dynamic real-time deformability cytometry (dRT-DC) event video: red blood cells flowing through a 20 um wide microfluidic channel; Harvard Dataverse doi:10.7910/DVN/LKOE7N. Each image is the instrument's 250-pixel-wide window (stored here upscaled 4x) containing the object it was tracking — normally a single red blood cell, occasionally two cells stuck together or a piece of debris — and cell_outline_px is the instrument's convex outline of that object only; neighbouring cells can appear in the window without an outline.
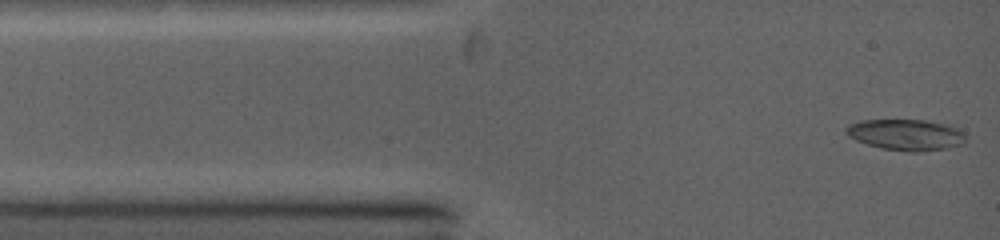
{"species": "common noctule bat (a hibernating species)", "species_latin": "Nyctalus noctula", "temperature_condition": "warm", "stored_images_in_passage": 52, "camera_frame_rate_fps": 5000, "um_per_image_px": 0.085, "animal": {"sex": "female", "body_mass_g": 19.0, "forearm_length_mm": 53.3}, "frame": {"image": 1, "passage_image": 1, "time_ms": 0.0, "image_size_px": [1000, 240], "cell_outline_px": [[964, 144], [948, 148], [916, 152], [912, 152], [880, 148], [856, 140], [848, 136], [844, 132], [844, 128], [848, 124], [860, 120], [924, 120], [944, 124], [956, 128], [964, 132]], "centroid_in_image_um": [76.97, 11.45], "position_along_channel_um": 8.0, "area_um2": 21.68}}
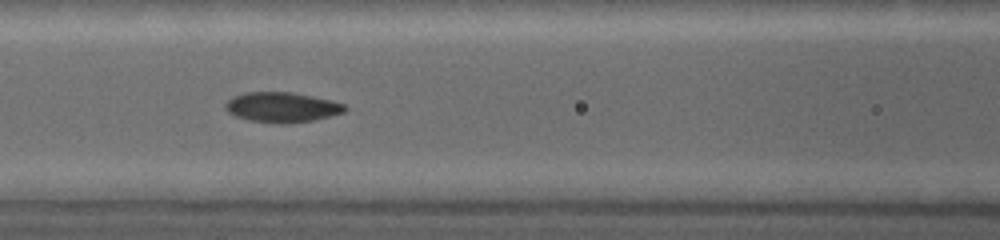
{"frame": {"image": 2, "passage_image": 19, "time_ms": 4.4, "image_size_px": [1000, 240], "cell_outline_px": [[348, 108], [344, 112], [316, 120], [288, 124], [276, 124], [248, 120], [236, 116], [228, 112], [224, 108], [224, 104], [232, 96], [244, 92], [292, 92], [332, 100], [344, 104]], "centroid_in_image_um": [23.95, 9.12], "position_along_channel_um": 142.6, "area_um2": 21.27}}
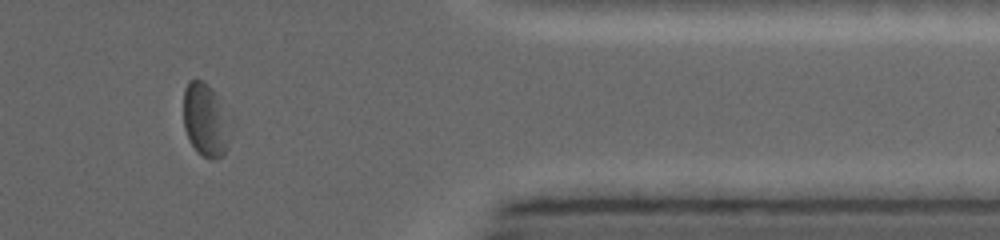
{"frame": {"image": 3, "passage_image": 41, "time_ms": 10.8, "image_size_px": [1000, 240], "cell_outline_px": [[232, 124], [228, 144], [224, 156], [216, 160], [208, 160], [196, 152], [188, 140], [184, 128], [184, 88], [192, 80], [204, 80], [216, 92], [232, 116]], "centroid_in_image_um": [17.54, 10.23], "position_along_channel_um": 393.9, "area_um2": 21.15}, "authors_computed_cell_mechanics": {"area_um2": 21.4727, "velocity_mm_per_s": 4.2436, "shape_relaxation_time_tau1_ms": 5.027, "shape_relaxation_time_tau2_ms": 3.8049, "deformation_change_tau1": 0.1277, "deformation_change_tau2": 0.0995}}